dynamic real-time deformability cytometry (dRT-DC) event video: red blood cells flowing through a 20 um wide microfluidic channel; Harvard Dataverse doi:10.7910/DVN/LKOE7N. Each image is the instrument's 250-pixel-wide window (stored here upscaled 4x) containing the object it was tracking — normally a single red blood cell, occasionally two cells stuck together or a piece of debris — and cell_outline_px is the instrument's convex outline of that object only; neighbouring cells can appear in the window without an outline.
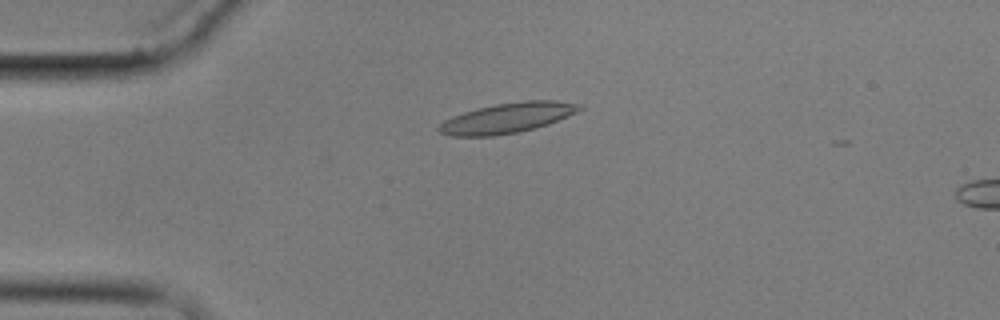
{"species": "common noctule bat (a hibernating species)", "species_latin": "Nyctalus noctula", "temperature_condition": "cold", "stored_images_in_passage": 3, "camera_frame_rate_fps": 3000, "um_per_image_px": 0.085, "animal": {"sex": "male", "body_mass_g": 17.9}, "frame": {"image": 1, "passage_image": 1, "time_ms": 0.0, "image_size_px": [1000, 320], "cell_outline_px": [[584, 108], [576, 112], [548, 124], [520, 132], [492, 136], [452, 136], [440, 132], [436, 128], [444, 120], [452, 116], [476, 108], [496, 104], [524, 100], [556, 100], [580, 104]], "centroid_in_image_um": [43.11, 10.02], "position_along_channel_um": 41.9, "area_um2": 24.68}}